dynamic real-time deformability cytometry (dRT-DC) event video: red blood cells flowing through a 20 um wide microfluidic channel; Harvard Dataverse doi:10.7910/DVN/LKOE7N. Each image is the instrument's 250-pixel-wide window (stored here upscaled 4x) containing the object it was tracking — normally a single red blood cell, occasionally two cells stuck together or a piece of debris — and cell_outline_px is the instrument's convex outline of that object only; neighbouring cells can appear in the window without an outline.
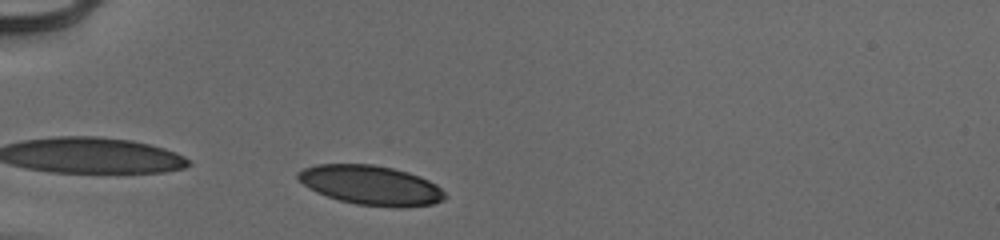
{"species": "human", "species_latin": "Homo sapiens", "temperature_condition": "cold", "stored_images_in_passage": 32, "camera_frame_rate_fps": 3000, "um_per_image_px": 0.085, "donor": {"sex": "male"}, "frame": {"image": 1, "passage_image": 2, "time_ms": 0.333, "image_size_px": [1000, 240], "cell_outline_px": [[448, 196], [444, 200], [432, 204], [404, 208], [400, 208], [356, 204], [340, 200], [316, 192], [308, 188], [296, 176], [296, 172], [304, 168], [316, 164], [372, 164], [392, 168], [408, 172], [420, 176], [436, 184]], "centroid_in_image_um": [31.54, 15.74], "position_along_channel_um": 53.5, "area_um2": 33.93}}
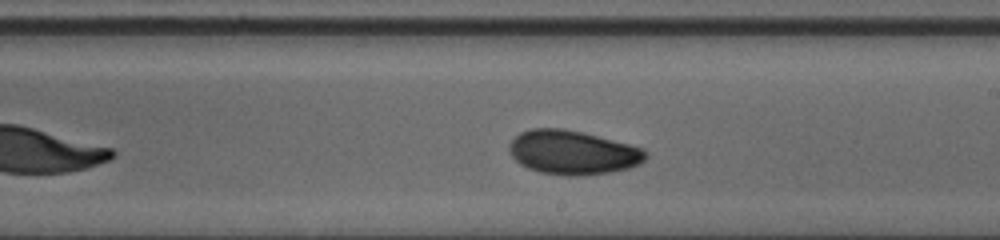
{"frame": {"image": 2, "passage_image": 18, "time_ms": 5.667, "image_size_px": [1000, 240], "cell_outline_px": [[648, 156], [640, 164], [628, 168], [612, 172], [576, 176], [540, 172], [528, 168], [520, 164], [512, 156], [508, 148], [508, 144], [520, 132], [532, 128], [564, 128], [584, 132], [644, 148], [648, 152]], "centroid_in_image_um": [48.7, 12.94], "position_along_channel_um": 240.3, "area_um2": 35.14}}
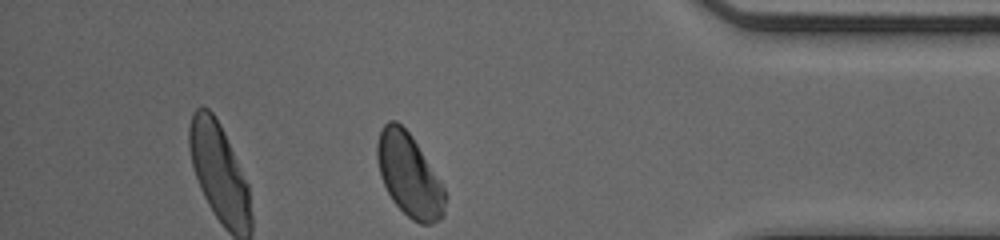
{"frame": {"image": 3, "passage_image": 32, "time_ms": 10.333, "image_size_px": [1000, 240], "cell_outline_px": [[448, 196], [444, 216], [432, 224], [420, 224], [412, 220], [392, 200], [380, 176], [376, 156], [376, 144], [380, 132], [384, 124], [388, 120], [396, 120], [412, 136], [440, 180]], "centroid_in_image_um": [34.8, 14.91], "position_along_channel_um": 400.4, "area_um2": 32.95}, "authors_computed_cell_mechanics": {"area_um2": 33.5818, "velocity_mm_per_s": 3.926, "shape_relaxation_time_tau1_ms": 3.1595, "shape_relaxation_time_tau2_ms": 3.1441, "deformation_change_tau1": 0.0985, "deformation_change_tau2": 0.0684}}